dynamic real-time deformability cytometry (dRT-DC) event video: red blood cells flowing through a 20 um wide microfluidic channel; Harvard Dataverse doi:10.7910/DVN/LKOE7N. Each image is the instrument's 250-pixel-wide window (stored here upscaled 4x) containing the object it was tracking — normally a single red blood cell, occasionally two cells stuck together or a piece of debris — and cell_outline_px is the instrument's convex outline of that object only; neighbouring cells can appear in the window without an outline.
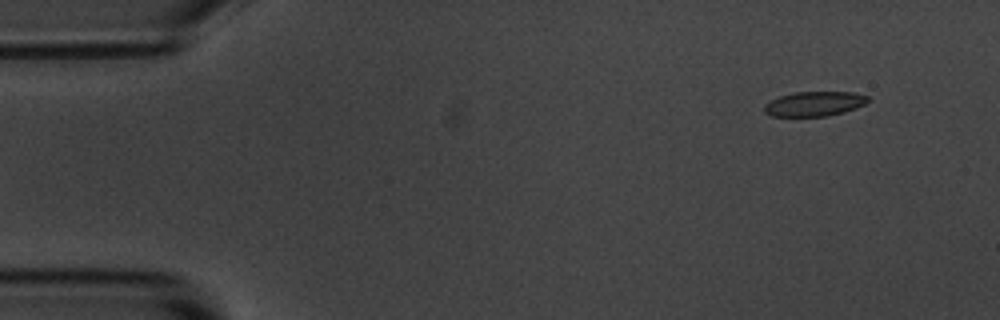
{"species": "common noctule bat (a hibernating species)", "species_latin": "Nyctalus noctula", "temperature_condition": "room temperature", "stored_images_in_passage": 4, "camera_frame_rate_fps": 3000, "um_per_image_px": 0.085, "animal": {"sex": "male", "body_mass_g": 20.1, "forearm_length_mm": 53.5}, "frame": {"image": 1, "passage_image": 1, "time_ms": 0.0, "image_size_px": [1000, 320], "cell_outline_px": [[868, 100], [864, 104], [856, 108], [844, 112], [828, 116], [772, 116], [764, 112], [764, 104], [780, 96], [796, 92], [852, 92], [868, 96]], "centroid_in_image_um": [69.22, 8.83], "position_along_channel_um": 15.8, "area_um2": 14.8}}
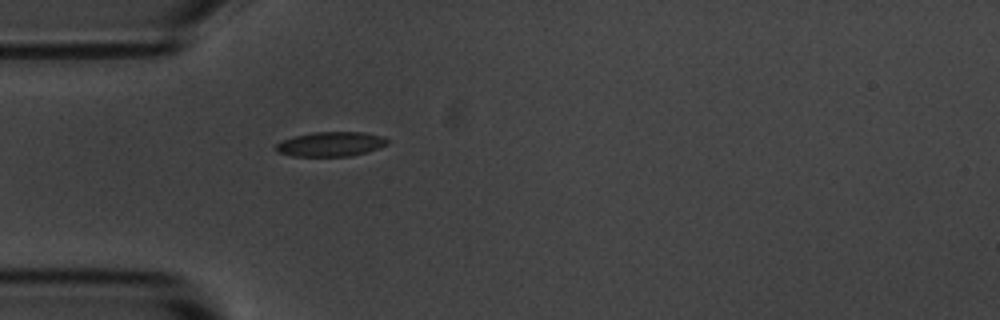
{"frame": {"image": 2, "passage_image": 4, "time_ms": 3.667, "image_size_px": [1000, 320], "cell_outline_px": [[388, 144], [352, 156], [292, 156], [276, 152], [276, 144], [284, 140], [296, 136], [312, 132], [364, 132], [384, 136], [388, 140]], "centroid_in_image_um": [28.11, 12.24], "position_along_channel_um": 56.9, "area_um2": 15.84}}